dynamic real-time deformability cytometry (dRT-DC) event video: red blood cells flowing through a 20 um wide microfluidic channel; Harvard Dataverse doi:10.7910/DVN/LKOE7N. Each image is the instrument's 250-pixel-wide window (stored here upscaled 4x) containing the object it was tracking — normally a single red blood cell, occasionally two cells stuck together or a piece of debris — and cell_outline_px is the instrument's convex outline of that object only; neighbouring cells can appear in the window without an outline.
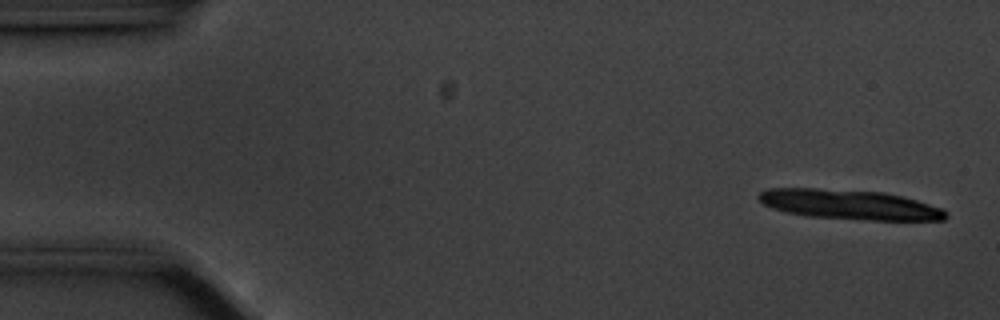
{"species": "common noctule bat (a hibernating species)", "species_latin": "Nyctalus noctula", "temperature_condition": "cold", "stored_images_in_passage": 13, "camera_frame_rate_fps": 3000, "um_per_image_px": 0.085, "animal": {"sex": "male", "body_mass_g": 20.1, "forearm_length_mm": 53.5}, "frame": {"image": 1, "passage_image": 1, "time_ms": 0.0, "image_size_px": [1000, 320], "cell_outline_px": [[948, 216], [944, 220], [872, 220], [808, 216], [784, 212], [772, 208], [764, 204], [756, 196], [760, 192], [768, 188], [816, 188], [884, 192], [916, 200], [940, 208], [948, 212]], "centroid_in_image_um": [72.18, 17.38], "position_along_channel_um": 12.8, "area_um2": 32.37}}